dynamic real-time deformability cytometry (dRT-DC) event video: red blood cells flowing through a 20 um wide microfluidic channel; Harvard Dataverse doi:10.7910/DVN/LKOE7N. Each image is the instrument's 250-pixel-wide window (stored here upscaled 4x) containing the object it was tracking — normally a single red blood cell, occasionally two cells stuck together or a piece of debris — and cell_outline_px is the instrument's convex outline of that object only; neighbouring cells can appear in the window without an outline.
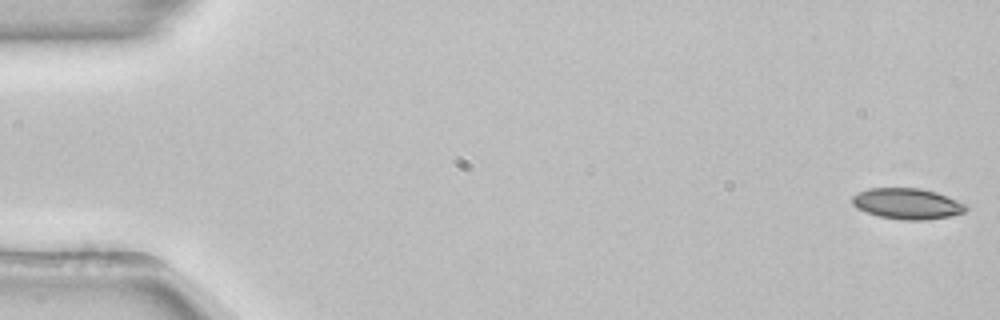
{"species": "common noctule bat (a hibernating species)", "species_latin": "Nyctalus noctula", "temperature_condition": "room temperature", "stored_images_in_passage": 53, "camera_frame_rate_fps": 3000, "um_per_image_px": 0.085, "animal": {"sex": "female", "body_mass_g": 22.7, "forearm_length_mm": 54.2}, "frame": {"image": 1, "passage_image": 1, "time_ms": 0.0, "image_size_px": [1000, 320], "cell_outline_px": [[968, 208], [964, 212], [948, 216], [924, 220], [904, 220], [880, 216], [856, 208], [852, 204], [852, 196], [868, 188], [920, 188], [936, 192], [968, 204]], "centroid_in_image_um": [77.13, 17.3], "position_along_channel_um": 7.9, "area_um2": 20.35}}
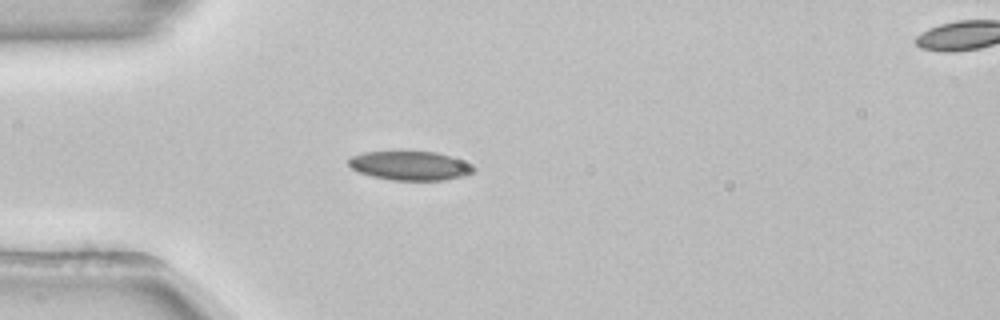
{"frame": {"image": 2, "passage_image": 15, "time_ms": 4.667, "image_size_px": [1000, 320], "cell_outline_px": [[476, 168], [472, 172], [464, 176], [444, 180], [392, 180], [372, 176], [360, 172], [352, 168], [348, 164], [348, 160], [352, 156], [364, 152], [436, 152], [460, 160]], "centroid_in_image_um": [34.83, 14.09], "position_along_channel_um": 50.2, "area_um2": 20.75}}
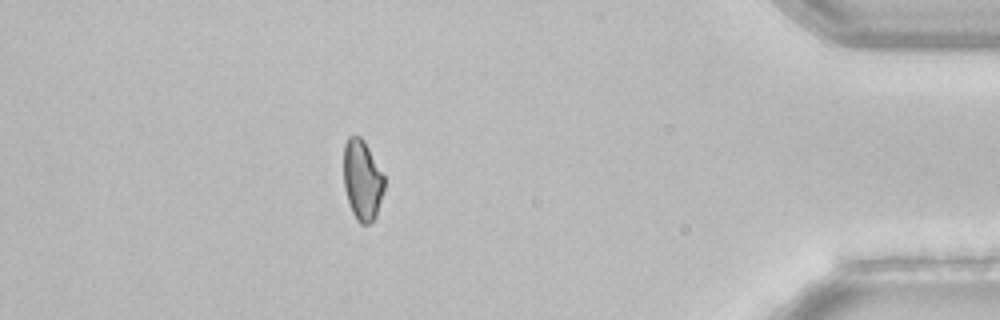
{"frame": {"image": 3, "passage_image": 47, "time_ms": 15.333, "image_size_px": [1000, 320], "cell_outline_px": [[384, 188], [376, 216], [368, 224], [360, 224], [356, 220], [348, 204], [344, 188], [344, 144], [348, 136], [360, 136], [364, 140], [384, 176]], "centroid_in_image_um": [30.77, 15.31], "position_along_channel_um": 404.4, "area_um2": 19.02}, "authors_computed_cell_mechanics": {"area_um2": 20.519, "velocity_mm_per_s": 3.8842, "shape_relaxation_time_tau1_ms": 7.7564, "shape_relaxation_time_tau2_ms": null, "deformation_change_tau1": 0.1374, "deformation_change_tau2": null}}